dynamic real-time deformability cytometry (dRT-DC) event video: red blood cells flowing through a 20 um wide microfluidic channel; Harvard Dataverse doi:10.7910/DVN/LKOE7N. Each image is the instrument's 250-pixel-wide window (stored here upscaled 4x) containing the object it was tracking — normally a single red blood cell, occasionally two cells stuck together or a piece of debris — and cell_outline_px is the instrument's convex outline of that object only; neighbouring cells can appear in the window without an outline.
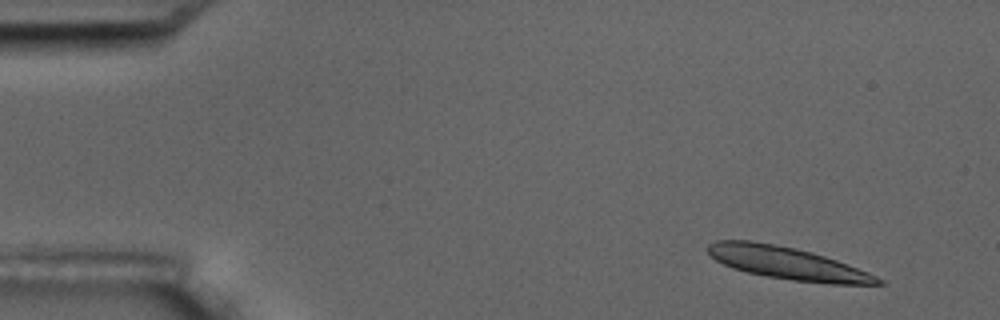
{"species": "common noctule bat (a hibernating species)", "species_latin": "Nyctalus noctula", "temperature_condition": "room temperature", "stored_images_in_passage": 6, "camera_frame_rate_fps": 3000, "um_per_image_px": 0.085, "animal": {"sex": "male", "body_mass_g": 17.5, "forearm_length_mm": 52.3}, "frame": {"image": 1, "passage_image": 1, "time_ms": 0.0, "image_size_px": [1000, 320], "cell_outline_px": [[884, 284], [832, 284], [792, 280], [768, 276], [748, 272], [732, 268], [716, 260], [704, 248], [708, 244], [716, 240], [752, 240], [796, 248], [812, 252], [836, 260], [868, 272], [884, 280]], "centroid_in_image_um": [66.9, 22.35], "position_along_channel_um": 18.1, "area_um2": 31.96}}